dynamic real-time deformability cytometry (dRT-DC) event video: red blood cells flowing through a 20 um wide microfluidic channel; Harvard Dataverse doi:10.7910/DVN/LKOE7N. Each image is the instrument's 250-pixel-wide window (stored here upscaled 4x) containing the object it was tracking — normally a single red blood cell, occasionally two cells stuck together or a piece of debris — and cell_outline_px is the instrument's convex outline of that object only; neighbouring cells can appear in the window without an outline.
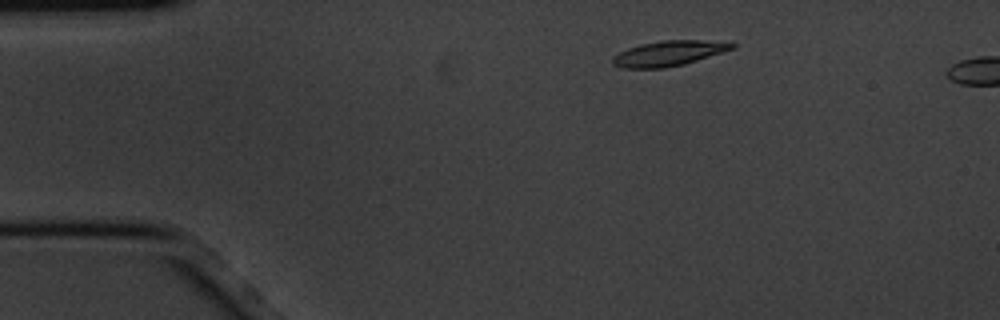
{"species": "common noctule bat (a hibernating species)", "species_latin": "Nyctalus noctula", "temperature_condition": "cold", "stored_images_in_passage": 2, "camera_frame_rate_fps": 3000, "um_per_image_px": 0.085, "animal": {"sex": "male", "body_mass_g": 20.1, "forearm_length_mm": 53.5}, "frame": {"image": 1, "passage_image": 1, "time_ms": 0.0, "image_size_px": [1000, 320], "cell_outline_px": [[736, 48], [684, 64], [664, 68], [624, 68], [612, 64], [612, 56], [628, 48], [640, 44], [660, 40], [700, 40], [736, 44]], "centroid_in_image_um": [56.8, 4.54], "position_along_channel_um": 28.2, "area_um2": 17.4}}